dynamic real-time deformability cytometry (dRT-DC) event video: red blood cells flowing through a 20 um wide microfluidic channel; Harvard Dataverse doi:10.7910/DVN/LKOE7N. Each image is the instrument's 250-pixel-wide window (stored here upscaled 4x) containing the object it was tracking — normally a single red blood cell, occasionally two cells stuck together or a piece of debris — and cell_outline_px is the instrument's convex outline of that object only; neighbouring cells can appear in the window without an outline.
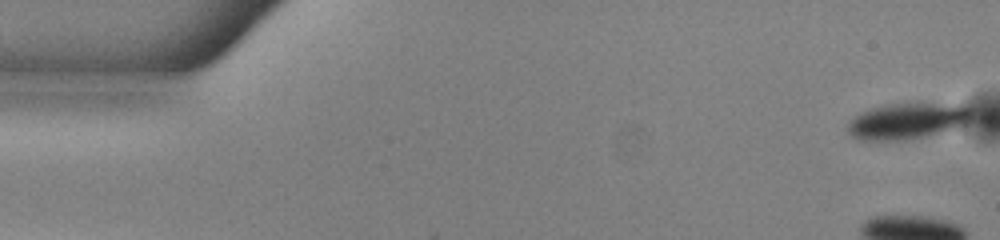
{"species": "common noctule bat (a hibernating species)", "species_latin": "Nyctalus noctula", "temperature_condition": "warm", "stored_images_in_passage": 40, "camera_frame_rate_fps": 3000, "um_per_image_px": 0.085, "animal": {"sex": "male", "body_mass_g": 13.0, "forearm_length_mm": 53.1}, "frame": {"image": 1, "passage_image": 1, "time_ms": 0.0, "image_size_px": [1000, 240], "cell_outline_px": [[972, 120], [964, 124], [952, 128], [924, 136], [900, 140], [860, 140], [852, 136], [848, 132], [848, 124], [856, 116], [872, 108], [884, 104], [908, 100], [920, 100], [972, 108]], "centroid_in_image_um": [77.14, 10.23], "position_along_channel_um": 7.9, "area_um2": 26.41}}